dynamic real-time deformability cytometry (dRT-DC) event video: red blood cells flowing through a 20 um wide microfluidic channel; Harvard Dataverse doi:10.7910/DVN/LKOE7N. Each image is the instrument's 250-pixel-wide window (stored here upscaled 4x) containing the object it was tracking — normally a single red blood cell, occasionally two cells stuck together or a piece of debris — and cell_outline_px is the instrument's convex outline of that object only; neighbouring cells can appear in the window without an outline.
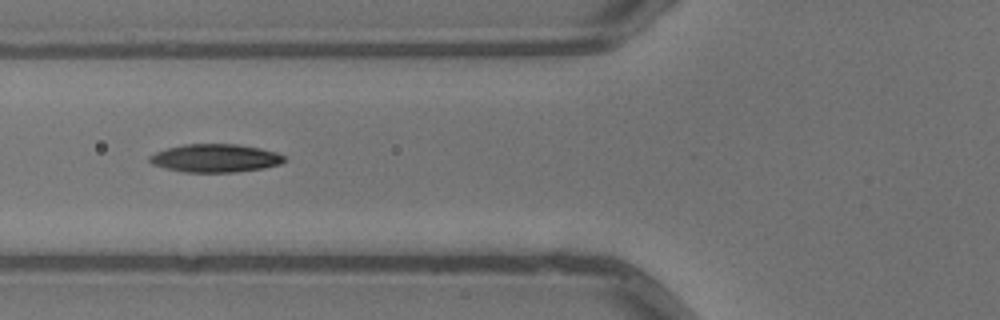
{"species": "common noctule bat (a hibernating species)", "species_latin": "Nyctalus noctula", "temperature_condition": "warm", "stored_images_in_passage": 5, "camera_frame_rate_fps": 3000, "um_per_image_px": 0.085, "animal": {"sex": "male", "body_mass_g": 13.3}, "frame": {"image": 1, "passage_image": 4, "time_ms": 1.0, "image_size_px": [1000, 320], "cell_outline_px": [[284, 160], [280, 164], [264, 168], [232, 172], [184, 172], [152, 164], [148, 160], [148, 156], [156, 152], [168, 148], [184, 144], [240, 144], [260, 148], [276, 152], [284, 156]], "centroid_in_image_um": [18.3, 13.43], "position_along_channel_um": 107.5, "area_um2": 21.96}}
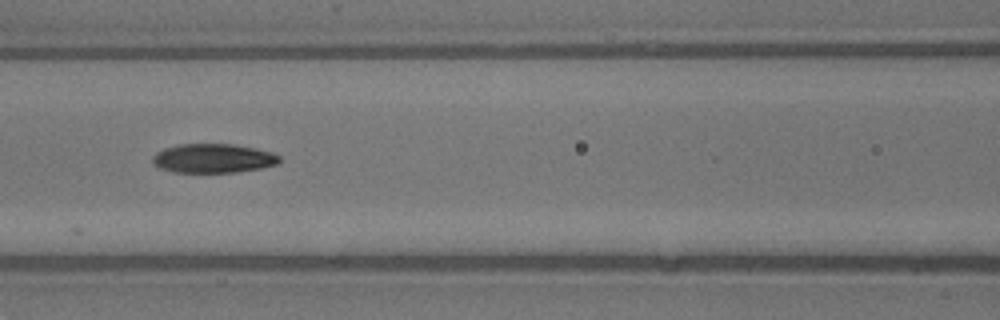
{"frame": {"image": 2, "passage_image": 5, "time_ms": 1.333, "image_size_px": [1000, 320], "cell_outline_px": [[280, 160], [276, 164], [260, 168], [236, 172], [172, 172], [160, 168], [152, 164], [152, 156], [156, 152], [164, 148], [180, 144], [232, 144], [256, 148], [272, 152], [280, 156]], "centroid_in_image_um": [18.09, 13.45], "position_along_channel_um": 148.5, "area_um2": 21.56}}